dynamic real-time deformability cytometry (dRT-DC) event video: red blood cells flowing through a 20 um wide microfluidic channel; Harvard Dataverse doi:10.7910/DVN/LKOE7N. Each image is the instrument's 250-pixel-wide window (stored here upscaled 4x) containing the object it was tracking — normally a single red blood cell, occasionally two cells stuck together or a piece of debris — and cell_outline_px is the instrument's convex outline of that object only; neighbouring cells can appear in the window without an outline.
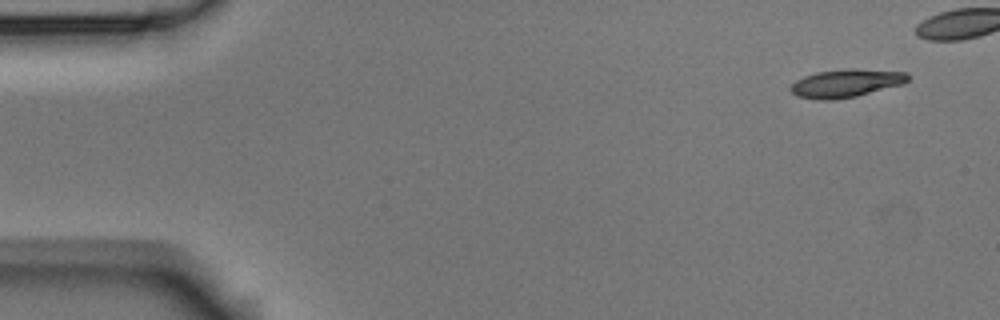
{"species": "Egyptian fruit bat (a non-hibernating species)", "species_latin": "Rousettus aegyptiacus", "temperature_condition": "room temperature", "stored_images_in_passage": 5, "segment_of_instrument_passage": [2, 2], "camera_frame_rate_fps": 3000, "um_per_image_px": 0.085, "animal": {"sex": "male"}, "frame": {"image": 1, "passage_image": 5, "time_ms": 1.333, "image_size_px": [1000, 320], "cell_outline_px": [[908, 80], [904, 84], [856, 96], [832, 100], [820, 100], [796, 96], [788, 88], [796, 80], [804, 76], [816, 72], [848, 68], [856, 68], [908, 72]], "centroid_in_image_um": [71.91, 7.06], "position_along_channel_um": 13.1, "area_um2": 19.36}}